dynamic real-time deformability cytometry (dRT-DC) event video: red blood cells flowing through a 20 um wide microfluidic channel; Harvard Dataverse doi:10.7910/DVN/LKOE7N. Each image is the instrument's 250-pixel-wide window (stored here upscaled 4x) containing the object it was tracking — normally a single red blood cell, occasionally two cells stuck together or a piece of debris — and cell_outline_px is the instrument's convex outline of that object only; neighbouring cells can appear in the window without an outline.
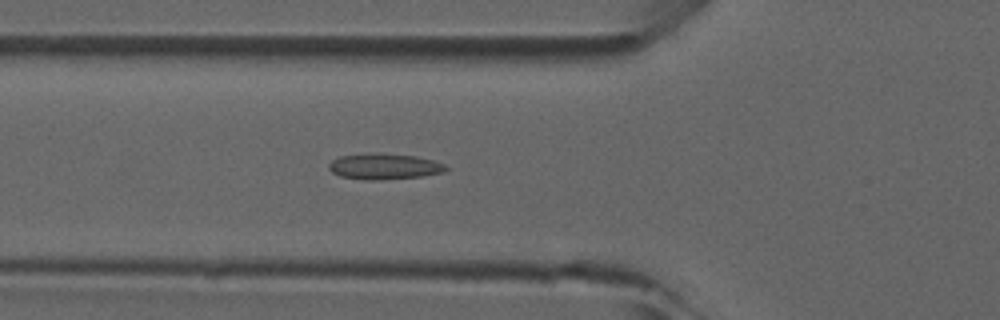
{"species": "common noctule bat (a hibernating species)", "species_latin": "Nyctalus noctula", "temperature_condition": "room temperature", "stored_images_in_passage": 44, "camera_frame_rate_fps": 3000, "um_per_image_px": 0.085, "animal": {"sex": "male", "forearm_length_mm": 52.5}, "frame": {"image": 1, "passage_image": 13, "time_ms": 4.0, "image_size_px": [1000, 320], "cell_outline_px": [[448, 168], [444, 172], [424, 176], [376, 180], [368, 180], [340, 176], [332, 172], [328, 168], [328, 164], [332, 160], [340, 156], [416, 156], [432, 160], [444, 164]], "centroid_in_image_um": [32.69, 14.2], "position_along_channel_um": 93.1, "area_um2": 16.59}}